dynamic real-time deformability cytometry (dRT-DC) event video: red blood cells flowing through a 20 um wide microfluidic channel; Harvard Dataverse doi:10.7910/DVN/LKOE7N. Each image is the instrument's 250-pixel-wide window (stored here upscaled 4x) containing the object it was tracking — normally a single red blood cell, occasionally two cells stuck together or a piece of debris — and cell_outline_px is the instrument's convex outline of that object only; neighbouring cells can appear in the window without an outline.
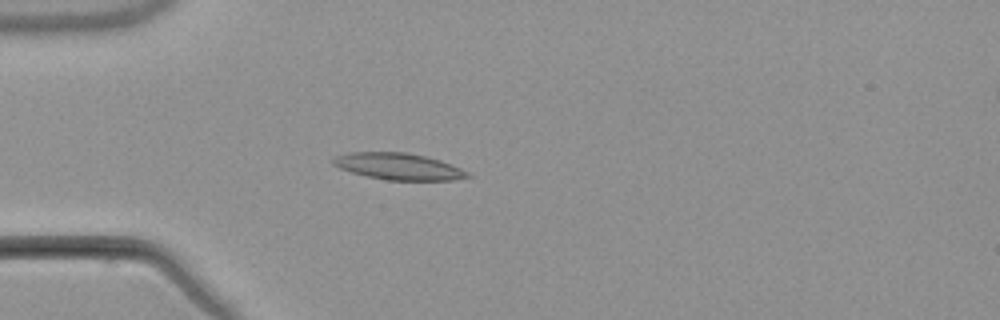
{"species": "common noctule bat (a hibernating species)", "species_latin": "Nyctalus noctula", "temperature_condition": "warm", "stored_images_in_passage": 3, "camera_frame_rate_fps": 3000, "um_per_image_px": 0.085, "animal": {"sex": "male", "body_mass_g": 21.5, "forearm_length_mm": 52.0}, "frame": {"image": 1, "passage_image": 3, "time_ms": 3.333, "image_size_px": [1000, 320], "cell_outline_px": [[472, 176], [452, 180], [388, 180], [368, 176], [352, 172], [340, 168], [332, 164], [332, 160], [336, 156], [352, 152], [404, 152], [424, 156], [440, 160], [460, 168], [468, 172]], "centroid_in_image_um": [33.88, 14.14], "position_along_channel_um": 51.1, "area_um2": 20.58}}